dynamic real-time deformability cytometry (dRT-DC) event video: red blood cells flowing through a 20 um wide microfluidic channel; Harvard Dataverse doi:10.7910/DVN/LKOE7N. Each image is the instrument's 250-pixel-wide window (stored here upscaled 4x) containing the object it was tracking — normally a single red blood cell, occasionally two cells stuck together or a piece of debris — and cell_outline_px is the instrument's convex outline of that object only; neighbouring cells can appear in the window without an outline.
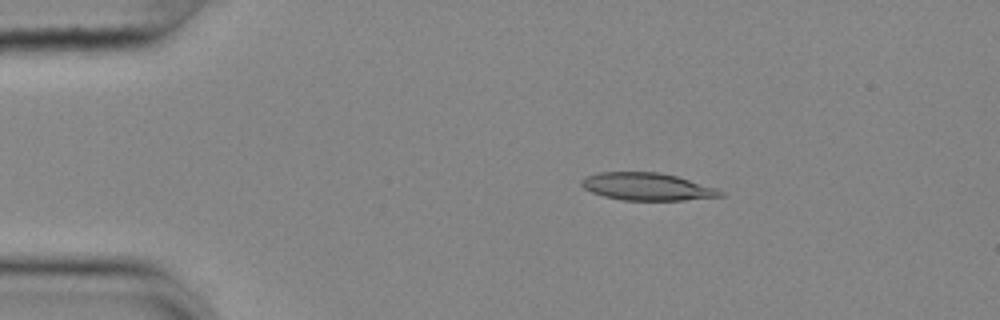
{"species": "common noctule bat (a hibernating species)", "species_latin": "Nyctalus noctula", "temperature_condition": "cold", "stored_images_in_passage": 54, "camera_frame_rate_fps": 3000, "um_per_image_px": 0.085, "animal": {"sex": "female", "body_mass_g": 25.1}, "frame": {"image": 1, "passage_image": 9, "time_ms": 2.667, "image_size_px": [1000, 320], "cell_outline_px": [[724, 196], [684, 200], [624, 200], [604, 196], [592, 192], [584, 188], [580, 184], [580, 180], [596, 172], [660, 172], [676, 176], [716, 188], [724, 192]], "centroid_in_image_um": [54.99, 15.86], "position_along_channel_um": 30.0, "area_um2": 22.14}}
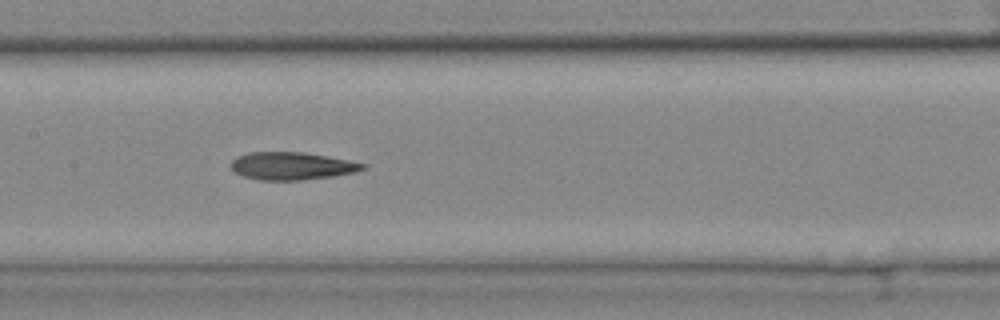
{"frame": {"image": 2, "passage_image": 26, "time_ms": 8.333, "image_size_px": [1000, 320], "cell_outline_px": [[368, 168], [356, 172], [332, 176], [304, 180], [260, 180], [244, 176], [236, 172], [232, 168], [232, 160], [236, 156], [248, 152], [304, 152], [348, 160], [368, 164]], "centroid_in_image_um": [24.84, 14.1], "position_along_channel_um": 182.6, "area_um2": 21.27}}
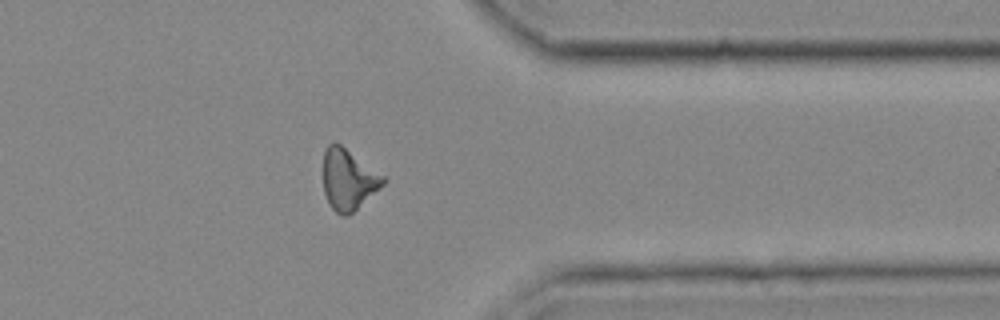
{"frame": {"image": 3, "passage_image": 43, "time_ms": 14.0, "image_size_px": [1000, 320], "cell_outline_px": [[388, 180], [384, 184], [348, 216], [340, 216], [332, 208], [324, 192], [324, 152], [328, 144], [336, 140], [388, 176]], "centroid_in_image_um": [29.66, 15.2], "position_along_channel_um": 381.7, "area_um2": 21.73}, "authors_computed_cell_mechanics": {"area_um2": 21.6461, "velocity_mm_per_s": 3.6645, "shape_relaxation_time_tau1_ms": 7.4652, "shape_relaxation_time_tau2_ms": 3.4766, "deformation_change_tau1": 0.2112, "deformation_change_tau2": 0.1443}}